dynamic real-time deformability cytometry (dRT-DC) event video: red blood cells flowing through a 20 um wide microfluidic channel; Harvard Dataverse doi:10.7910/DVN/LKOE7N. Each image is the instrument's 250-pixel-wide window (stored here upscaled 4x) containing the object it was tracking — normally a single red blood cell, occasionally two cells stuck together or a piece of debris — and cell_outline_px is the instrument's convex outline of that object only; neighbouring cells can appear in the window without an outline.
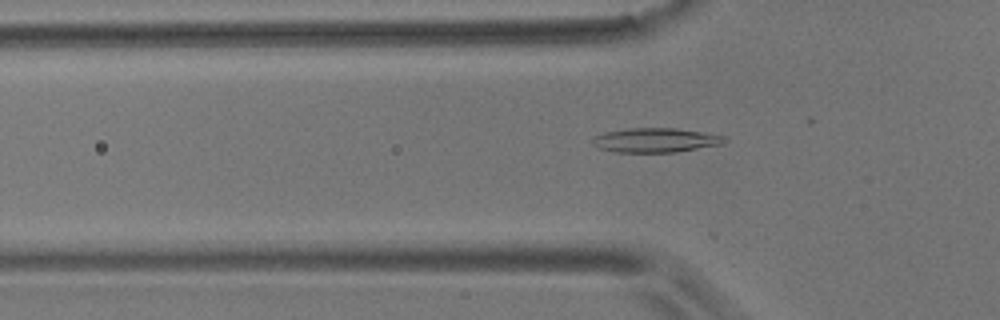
{"species": "common noctule bat (a hibernating species)", "species_latin": "Nyctalus noctula", "temperature_condition": "room temperature", "stored_images_in_passage": 39, "camera_frame_rate_fps": 3000, "um_per_image_px": 0.085, "animal": {"sex": "male", "body_mass_g": 17.9}, "frame": {"image": 1, "passage_image": 6, "time_ms": 1.667, "image_size_px": [1000, 320], "cell_outline_px": [[728, 140], [724, 144], [676, 152], [616, 152], [596, 148], [592, 144], [592, 140], [596, 136], [604, 132], [628, 128], [676, 128], [724, 136]], "centroid_in_image_um": [55.71, 11.92], "position_along_channel_um": 70.1, "area_um2": 18.79}}
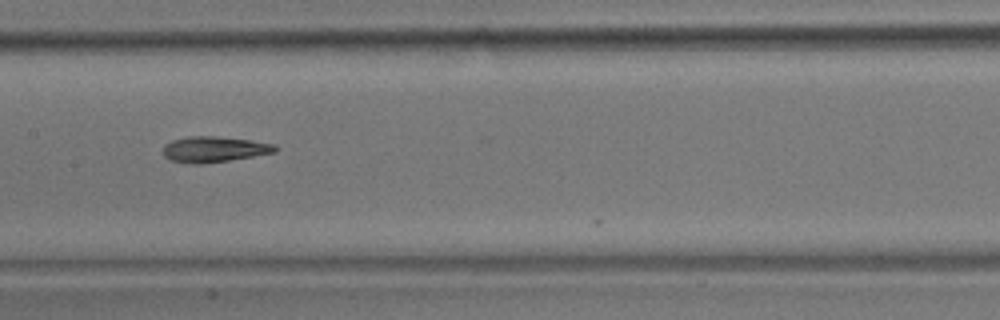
{"frame": {"image": 2, "passage_image": 16, "time_ms": 5.0, "image_size_px": [1000, 320], "cell_outline_px": [[280, 148], [276, 152], [228, 160], [200, 164], [192, 164], [172, 160], [164, 156], [160, 152], [164, 144], [172, 140], [188, 136], [216, 136], [252, 140], [276, 144]], "centroid_in_image_um": [18.19, 12.68], "position_along_channel_um": 189.2, "area_um2": 16.99}}
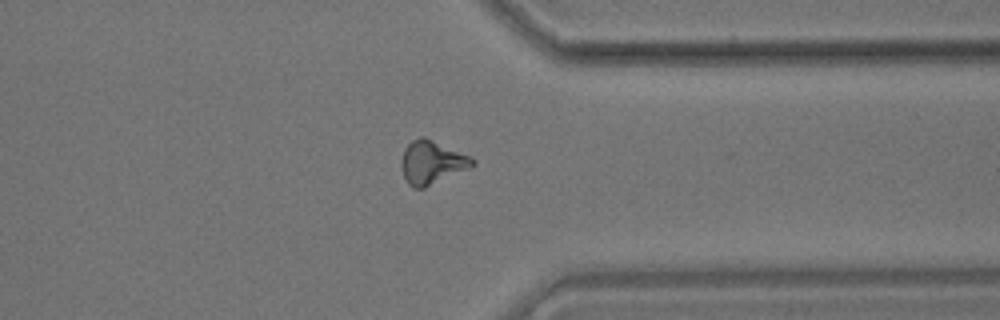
{"frame": {"image": 3, "passage_image": 32, "time_ms": 10.333, "image_size_px": [1000, 320], "cell_outline_px": [[476, 164], [468, 168], [424, 188], [412, 188], [408, 184], [400, 168], [400, 160], [404, 148], [412, 140], [420, 136], [424, 136], [472, 156], [476, 160]], "centroid_in_image_um": [36.69, 13.78], "position_along_channel_um": 374.7, "area_um2": 18.15}, "authors_computed_cell_mechanics": {"area_um2": 16.6464, "velocity_mm_per_s": 3.5549, "shape_relaxation_time_tau1_ms": 6.2561, "shape_relaxation_time_tau2_ms": 5.3993, "deformation_change_tau1": 0.1809, "deformation_change_tau2": 0.1502}}